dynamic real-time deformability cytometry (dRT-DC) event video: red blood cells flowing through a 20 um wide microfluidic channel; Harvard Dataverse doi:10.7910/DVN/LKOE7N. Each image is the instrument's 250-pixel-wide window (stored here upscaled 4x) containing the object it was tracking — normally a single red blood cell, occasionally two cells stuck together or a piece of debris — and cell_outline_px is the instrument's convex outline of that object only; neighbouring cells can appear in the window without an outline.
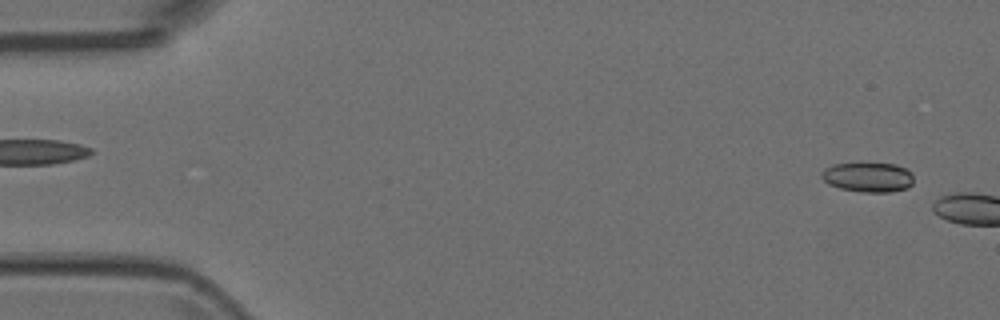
{"species": "Egyptian fruit bat (a non-hibernating species)", "species_latin": "Rousettus aegyptiacus", "temperature_condition": "room temperature", "stored_images_in_passage": 3, "camera_frame_rate_fps": 3000, "um_per_image_px": 0.085, "animal": {"sex": "female"}, "frame": {"image": 1, "passage_image": 3, "time_ms": 0.667, "image_size_px": [1000, 320], "cell_outline_px": [[912, 184], [908, 188], [888, 192], [864, 192], [840, 188], [828, 184], [820, 176], [824, 168], [832, 164], [896, 164], [912, 172]], "centroid_in_image_um": [73.78, 15.07], "position_along_channel_um": 11.2, "area_um2": 15.78}}